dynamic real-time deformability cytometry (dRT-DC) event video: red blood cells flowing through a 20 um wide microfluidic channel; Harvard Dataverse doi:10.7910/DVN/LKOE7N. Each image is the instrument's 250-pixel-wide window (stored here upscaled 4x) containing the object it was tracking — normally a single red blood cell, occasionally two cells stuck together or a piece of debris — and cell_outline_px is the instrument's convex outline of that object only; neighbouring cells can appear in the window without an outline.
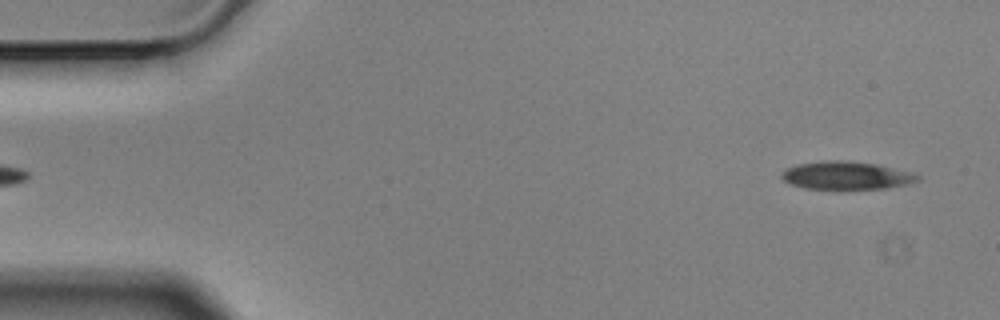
{"species": "Egyptian fruit bat (a non-hibernating species)", "species_latin": "Rousettus aegyptiacus", "temperature_condition": "cold", "stored_images_in_passage": 9, "camera_frame_rate_fps": 3000, "um_per_image_px": 0.085, "animal": {"sex": "male"}, "frame": {"image": 1, "passage_image": 2, "time_ms": 0.333, "image_size_px": [1000, 320], "cell_outline_px": [[920, 180], [908, 184], [884, 188], [840, 192], [804, 188], [792, 184], [784, 180], [780, 176], [780, 172], [784, 168], [796, 164], [828, 160], [844, 160], [876, 164], [912, 172], [920, 176]], "centroid_in_image_um": [71.9, 14.95], "position_along_channel_um": 13.1, "area_um2": 23.18}}